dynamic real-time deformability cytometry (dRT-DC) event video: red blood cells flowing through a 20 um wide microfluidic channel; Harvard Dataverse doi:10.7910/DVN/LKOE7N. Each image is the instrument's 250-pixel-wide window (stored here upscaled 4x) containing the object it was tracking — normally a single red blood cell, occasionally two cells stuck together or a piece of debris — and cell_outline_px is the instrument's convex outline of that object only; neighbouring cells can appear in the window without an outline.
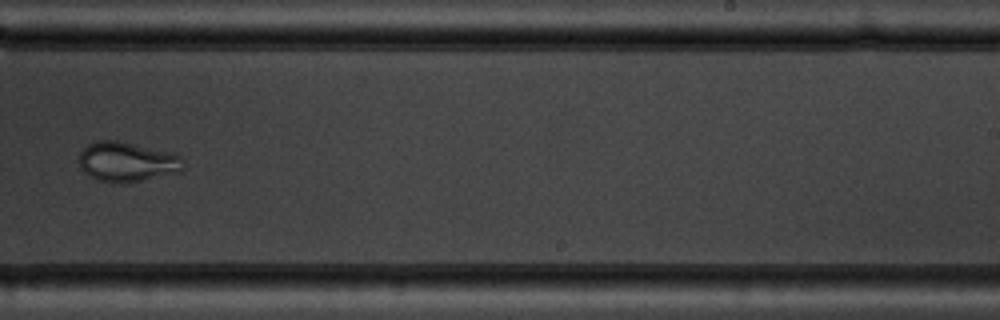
{"species": "common noctule bat (a hibernating species)", "species_latin": "Nyctalus noctula", "temperature_condition": "warm", "stored_images_in_passage": 10, "camera_frame_rate_fps": 3000, "um_per_image_px": 0.085, "animal": {"sex": "male", "body_mass_g": 19.5, "forearm_length_mm": 54.6}, "frame": {"image": 1, "passage_image": 9, "time_ms": 10.333, "image_size_px": [1000, 320], "cell_outline_px": [[184, 168], [180, 172], [124, 184], [120, 184], [96, 180], [84, 172], [80, 168], [80, 152], [88, 144], [96, 140], [116, 140], [172, 152], [180, 156]], "centroid_in_image_um": [10.79, 13.76], "position_along_channel_um": 278.2, "area_um2": 24.33}}
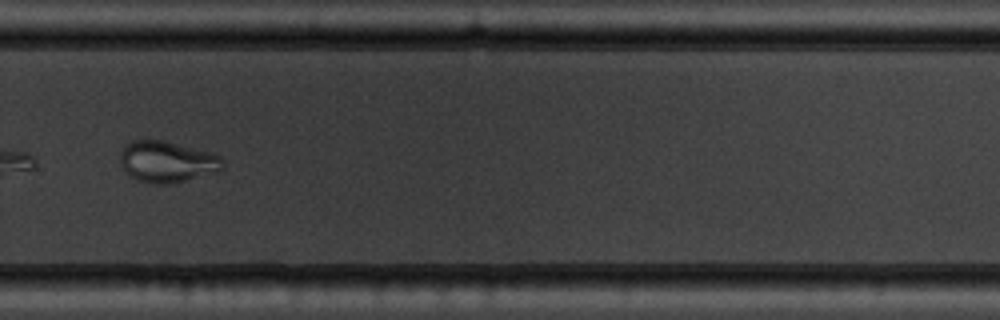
{"frame": {"image": 2, "passage_image": 10, "time_ms": 11.333, "image_size_px": [1000, 320], "cell_outline_px": [[224, 168], [220, 172], [172, 184], [152, 184], [136, 180], [120, 164], [120, 152], [132, 140], [160, 140], [208, 152], [220, 156], [224, 160]], "centroid_in_image_um": [14.24, 13.78], "position_along_channel_um": 315.6, "area_um2": 24.62}}